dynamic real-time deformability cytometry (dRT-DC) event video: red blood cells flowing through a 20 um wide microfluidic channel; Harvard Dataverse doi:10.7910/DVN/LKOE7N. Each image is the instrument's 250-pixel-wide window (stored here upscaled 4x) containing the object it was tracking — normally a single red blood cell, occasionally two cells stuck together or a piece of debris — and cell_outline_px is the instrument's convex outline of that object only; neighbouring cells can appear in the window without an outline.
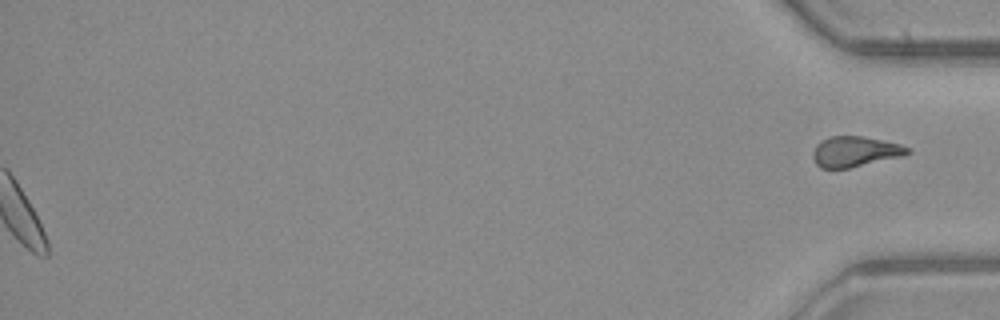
{"species": "common noctule bat (a hibernating species)", "species_latin": "Nyctalus noctula", "temperature_condition": "warm", "stored_images_in_passage": 51, "segment_of_instrument_passage": [2, 2], "camera_frame_rate_fps": 3000, "um_per_image_px": 0.085, "animal": {"sex": "male", "body_mass_g": 23.1, "forearm_length_mm": 52.7}, "frame": {"image": 1, "passage_image": 51, "time_ms": 16.667, "image_size_px": [1000, 320], "cell_outline_px": [[912, 152], [904, 156], [848, 168], [820, 168], [816, 164], [812, 156], [812, 152], [816, 144], [820, 140], [828, 136], [864, 136], [900, 144], [908, 148]], "centroid_in_image_um": [72.66, 12.88], "position_along_channel_um": 362.5, "area_um2": 16.94}}